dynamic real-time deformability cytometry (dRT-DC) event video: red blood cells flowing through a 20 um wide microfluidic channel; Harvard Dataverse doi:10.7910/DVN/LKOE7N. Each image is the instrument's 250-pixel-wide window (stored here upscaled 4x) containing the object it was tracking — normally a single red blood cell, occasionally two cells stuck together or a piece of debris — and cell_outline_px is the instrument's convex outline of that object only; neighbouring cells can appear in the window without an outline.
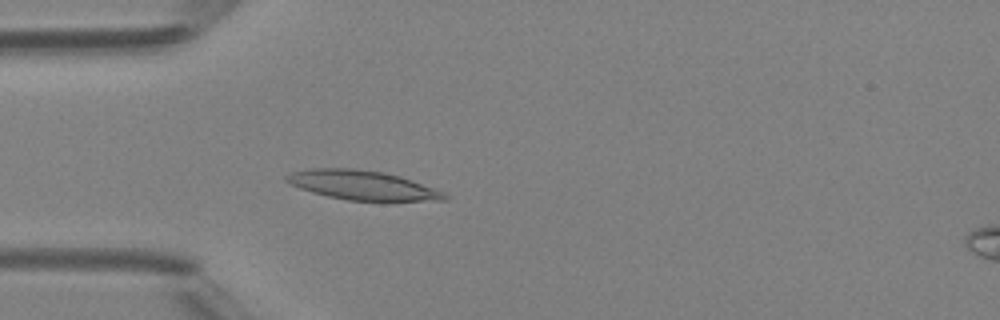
{"species": "Egyptian fruit bat (a non-hibernating species)", "species_latin": "Rousettus aegyptiacus", "temperature_condition": "room temperature", "stored_images_in_passage": 4, "camera_frame_rate_fps": 3000, "um_per_image_px": 0.085, "animal": {"sex": "female"}, "frame": {"image": 1, "passage_image": 4, "time_ms": 3.333, "image_size_px": [1000, 320], "cell_outline_px": [[448, 200], [348, 200], [328, 196], [312, 192], [300, 188], [284, 180], [284, 176], [292, 172], [308, 168], [356, 168], [384, 172], [400, 176], [444, 192], [448, 196]], "centroid_in_image_um": [30.76, 15.72], "position_along_channel_um": 54.2, "area_um2": 26.7}}